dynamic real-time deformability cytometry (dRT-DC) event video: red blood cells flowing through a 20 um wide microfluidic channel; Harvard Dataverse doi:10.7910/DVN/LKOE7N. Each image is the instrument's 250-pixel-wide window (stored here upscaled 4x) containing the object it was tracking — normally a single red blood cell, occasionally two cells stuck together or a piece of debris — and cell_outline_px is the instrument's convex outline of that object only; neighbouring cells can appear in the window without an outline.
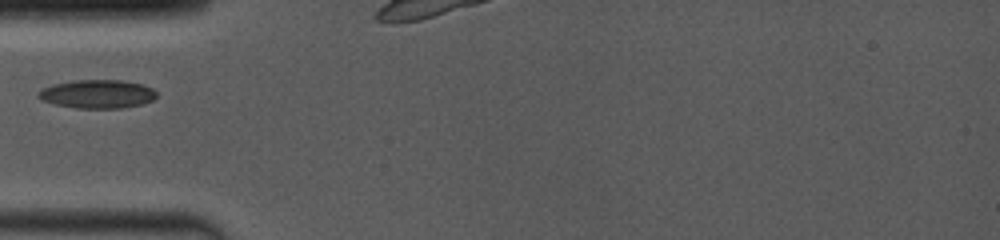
{"species": "common noctule bat (a hibernating species)", "species_latin": "Nyctalus noctula", "temperature_condition": "room temperature", "stored_images_in_passage": 43, "camera_frame_rate_fps": 4000, "um_per_image_px": 0.085, "animal": {"sex": "female", "body_mass_g": 19.0, "forearm_length_mm": 53.3}, "frame": {"image": 1, "passage_image": 1, "time_ms": 0.0, "image_size_px": [1000, 240], "cell_outline_px": [[156, 96], [152, 100], [140, 104], [120, 108], [76, 108], [56, 104], [40, 100], [36, 96], [36, 92], [40, 88], [52, 84], [72, 80], [120, 80], [140, 84], [152, 88], [156, 92]], "centroid_in_image_um": [8.19, 7.98], "position_along_channel_um": 76.8, "area_um2": 19.71}}